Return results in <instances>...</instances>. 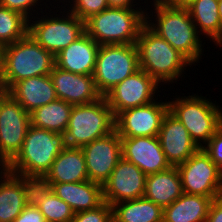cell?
Returning a JSON list of instances; mask_svg holds the SVG:
<instances>
[{
	"instance_id": "obj_33",
	"label": "cell",
	"mask_w": 222,
	"mask_h": 222,
	"mask_svg": "<svg viewBox=\"0 0 222 222\" xmlns=\"http://www.w3.org/2000/svg\"><path fill=\"white\" fill-rule=\"evenodd\" d=\"M71 222H113L112 206L104 201L95 209L75 213Z\"/></svg>"
},
{
	"instance_id": "obj_28",
	"label": "cell",
	"mask_w": 222,
	"mask_h": 222,
	"mask_svg": "<svg viewBox=\"0 0 222 222\" xmlns=\"http://www.w3.org/2000/svg\"><path fill=\"white\" fill-rule=\"evenodd\" d=\"M72 107L61 99L50 102L30 113L31 125L64 134L69 124Z\"/></svg>"
},
{
	"instance_id": "obj_17",
	"label": "cell",
	"mask_w": 222,
	"mask_h": 222,
	"mask_svg": "<svg viewBox=\"0 0 222 222\" xmlns=\"http://www.w3.org/2000/svg\"><path fill=\"white\" fill-rule=\"evenodd\" d=\"M49 75L58 99L72 106L90 104L102 98L93 75L75 74L56 65Z\"/></svg>"
},
{
	"instance_id": "obj_24",
	"label": "cell",
	"mask_w": 222,
	"mask_h": 222,
	"mask_svg": "<svg viewBox=\"0 0 222 222\" xmlns=\"http://www.w3.org/2000/svg\"><path fill=\"white\" fill-rule=\"evenodd\" d=\"M213 199L183 193L163 209V222H206Z\"/></svg>"
},
{
	"instance_id": "obj_2",
	"label": "cell",
	"mask_w": 222,
	"mask_h": 222,
	"mask_svg": "<svg viewBox=\"0 0 222 222\" xmlns=\"http://www.w3.org/2000/svg\"><path fill=\"white\" fill-rule=\"evenodd\" d=\"M55 65V56L27 34L3 46L1 83L9 90L20 80L49 75Z\"/></svg>"
},
{
	"instance_id": "obj_10",
	"label": "cell",
	"mask_w": 222,
	"mask_h": 222,
	"mask_svg": "<svg viewBox=\"0 0 222 222\" xmlns=\"http://www.w3.org/2000/svg\"><path fill=\"white\" fill-rule=\"evenodd\" d=\"M61 17H42L28 22V34L45 50L56 56L85 33V22L67 11Z\"/></svg>"
},
{
	"instance_id": "obj_9",
	"label": "cell",
	"mask_w": 222,
	"mask_h": 222,
	"mask_svg": "<svg viewBox=\"0 0 222 222\" xmlns=\"http://www.w3.org/2000/svg\"><path fill=\"white\" fill-rule=\"evenodd\" d=\"M183 193L203 195L213 200L222 196V170L199 148L184 163L176 166Z\"/></svg>"
},
{
	"instance_id": "obj_8",
	"label": "cell",
	"mask_w": 222,
	"mask_h": 222,
	"mask_svg": "<svg viewBox=\"0 0 222 222\" xmlns=\"http://www.w3.org/2000/svg\"><path fill=\"white\" fill-rule=\"evenodd\" d=\"M138 70L136 44L99 46L93 78L102 97Z\"/></svg>"
},
{
	"instance_id": "obj_39",
	"label": "cell",
	"mask_w": 222,
	"mask_h": 222,
	"mask_svg": "<svg viewBox=\"0 0 222 222\" xmlns=\"http://www.w3.org/2000/svg\"><path fill=\"white\" fill-rule=\"evenodd\" d=\"M162 4L172 6V7H186L193 0H158Z\"/></svg>"
},
{
	"instance_id": "obj_7",
	"label": "cell",
	"mask_w": 222,
	"mask_h": 222,
	"mask_svg": "<svg viewBox=\"0 0 222 222\" xmlns=\"http://www.w3.org/2000/svg\"><path fill=\"white\" fill-rule=\"evenodd\" d=\"M115 130V117L105 97L72 107L65 141L68 147L82 148Z\"/></svg>"
},
{
	"instance_id": "obj_6",
	"label": "cell",
	"mask_w": 222,
	"mask_h": 222,
	"mask_svg": "<svg viewBox=\"0 0 222 222\" xmlns=\"http://www.w3.org/2000/svg\"><path fill=\"white\" fill-rule=\"evenodd\" d=\"M206 97L189 95L168 101L169 111L184 125L199 148L222 127L221 107ZM203 144H202V143Z\"/></svg>"
},
{
	"instance_id": "obj_35",
	"label": "cell",
	"mask_w": 222,
	"mask_h": 222,
	"mask_svg": "<svg viewBox=\"0 0 222 222\" xmlns=\"http://www.w3.org/2000/svg\"><path fill=\"white\" fill-rule=\"evenodd\" d=\"M37 1L39 0H0V6L8 8L12 11H16L25 16L28 20L30 19L29 21H31L32 19L30 16H32L33 14L30 12H32L33 7H37V4L40 3Z\"/></svg>"
},
{
	"instance_id": "obj_20",
	"label": "cell",
	"mask_w": 222,
	"mask_h": 222,
	"mask_svg": "<svg viewBox=\"0 0 222 222\" xmlns=\"http://www.w3.org/2000/svg\"><path fill=\"white\" fill-rule=\"evenodd\" d=\"M8 93L28 113L58 99L50 75L20 80L8 90Z\"/></svg>"
},
{
	"instance_id": "obj_1",
	"label": "cell",
	"mask_w": 222,
	"mask_h": 222,
	"mask_svg": "<svg viewBox=\"0 0 222 222\" xmlns=\"http://www.w3.org/2000/svg\"><path fill=\"white\" fill-rule=\"evenodd\" d=\"M156 13L152 22L146 12V25L181 53L191 64L197 63L202 54L200 34L186 7H172L153 1ZM151 21V22H150Z\"/></svg>"
},
{
	"instance_id": "obj_3",
	"label": "cell",
	"mask_w": 222,
	"mask_h": 222,
	"mask_svg": "<svg viewBox=\"0 0 222 222\" xmlns=\"http://www.w3.org/2000/svg\"><path fill=\"white\" fill-rule=\"evenodd\" d=\"M135 44L138 51L139 69L148 73L159 84L178 80L184 69L192 65L146 24L142 27Z\"/></svg>"
},
{
	"instance_id": "obj_34",
	"label": "cell",
	"mask_w": 222,
	"mask_h": 222,
	"mask_svg": "<svg viewBox=\"0 0 222 222\" xmlns=\"http://www.w3.org/2000/svg\"><path fill=\"white\" fill-rule=\"evenodd\" d=\"M206 145L202 148L222 170V127L211 137Z\"/></svg>"
},
{
	"instance_id": "obj_30",
	"label": "cell",
	"mask_w": 222,
	"mask_h": 222,
	"mask_svg": "<svg viewBox=\"0 0 222 222\" xmlns=\"http://www.w3.org/2000/svg\"><path fill=\"white\" fill-rule=\"evenodd\" d=\"M22 189L26 206L37 207L51 191L45 175H22Z\"/></svg>"
},
{
	"instance_id": "obj_12",
	"label": "cell",
	"mask_w": 222,
	"mask_h": 222,
	"mask_svg": "<svg viewBox=\"0 0 222 222\" xmlns=\"http://www.w3.org/2000/svg\"><path fill=\"white\" fill-rule=\"evenodd\" d=\"M158 86L159 83L153 77L139 69L118 83L104 97L116 117L124 110L155 101Z\"/></svg>"
},
{
	"instance_id": "obj_32",
	"label": "cell",
	"mask_w": 222,
	"mask_h": 222,
	"mask_svg": "<svg viewBox=\"0 0 222 222\" xmlns=\"http://www.w3.org/2000/svg\"><path fill=\"white\" fill-rule=\"evenodd\" d=\"M71 10L80 20L86 21L91 16L109 8L107 0H71Z\"/></svg>"
},
{
	"instance_id": "obj_4",
	"label": "cell",
	"mask_w": 222,
	"mask_h": 222,
	"mask_svg": "<svg viewBox=\"0 0 222 222\" xmlns=\"http://www.w3.org/2000/svg\"><path fill=\"white\" fill-rule=\"evenodd\" d=\"M145 24L146 12L141 7H109L85 21V32L99 45L135 44Z\"/></svg>"
},
{
	"instance_id": "obj_13",
	"label": "cell",
	"mask_w": 222,
	"mask_h": 222,
	"mask_svg": "<svg viewBox=\"0 0 222 222\" xmlns=\"http://www.w3.org/2000/svg\"><path fill=\"white\" fill-rule=\"evenodd\" d=\"M155 101L120 112L115 130L120 137L158 136L162 120L169 110L168 102Z\"/></svg>"
},
{
	"instance_id": "obj_23",
	"label": "cell",
	"mask_w": 222,
	"mask_h": 222,
	"mask_svg": "<svg viewBox=\"0 0 222 222\" xmlns=\"http://www.w3.org/2000/svg\"><path fill=\"white\" fill-rule=\"evenodd\" d=\"M182 194L181 178L176 166L147 175L143 197L162 209L171 205Z\"/></svg>"
},
{
	"instance_id": "obj_18",
	"label": "cell",
	"mask_w": 222,
	"mask_h": 222,
	"mask_svg": "<svg viewBox=\"0 0 222 222\" xmlns=\"http://www.w3.org/2000/svg\"><path fill=\"white\" fill-rule=\"evenodd\" d=\"M157 137L171 166L184 163L199 149L184 125L169 110L162 120Z\"/></svg>"
},
{
	"instance_id": "obj_42",
	"label": "cell",
	"mask_w": 222,
	"mask_h": 222,
	"mask_svg": "<svg viewBox=\"0 0 222 222\" xmlns=\"http://www.w3.org/2000/svg\"><path fill=\"white\" fill-rule=\"evenodd\" d=\"M218 12L220 16L221 25H222V0L218 1Z\"/></svg>"
},
{
	"instance_id": "obj_41",
	"label": "cell",
	"mask_w": 222,
	"mask_h": 222,
	"mask_svg": "<svg viewBox=\"0 0 222 222\" xmlns=\"http://www.w3.org/2000/svg\"><path fill=\"white\" fill-rule=\"evenodd\" d=\"M8 93V90L4 87V85L0 82V101L3 97Z\"/></svg>"
},
{
	"instance_id": "obj_19",
	"label": "cell",
	"mask_w": 222,
	"mask_h": 222,
	"mask_svg": "<svg viewBox=\"0 0 222 222\" xmlns=\"http://www.w3.org/2000/svg\"><path fill=\"white\" fill-rule=\"evenodd\" d=\"M99 44L86 32L55 56L56 66L81 75H93Z\"/></svg>"
},
{
	"instance_id": "obj_29",
	"label": "cell",
	"mask_w": 222,
	"mask_h": 222,
	"mask_svg": "<svg viewBox=\"0 0 222 222\" xmlns=\"http://www.w3.org/2000/svg\"><path fill=\"white\" fill-rule=\"evenodd\" d=\"M28 22L22 14L0 6V45L5 46L25 37Z\"/></svg>"
},
{
	"instance_id": "obj_11",
	"label": "cell",
	"mask_w": 222,
	"mask_h": 222,
	"mask_svg": "<svg viewBox=\"0 0 222 222\" xmlns=\"http://www.w3.org/2000/svg\"><path fill=\"white\" fill-rule=\"evenodd\" d=\"M30 125V113L7 93L0 101V157L8 164L21 151Z\"/></svg>"
},
{
	"instance_id": "obj_43",
	"label": "cell",
	"mask_w": 222,
	"mask_h": 222,
	"mask_svg": "<svg viewBox=\"0 0 222 222\" xmlns=\"http://www.w3.org/2000/svg\"><path fill=\"white\" fill-rule=\"evenodd\" d=\"M2 52H3V46L0 45V82H1V71H2Z\"/></svg>"
},
{
	"instance_id": "obj_36",
	"label": "cell",
	"mask_w": 222,
	"mask_h": 222,
	"mask_svg": "<svg viewBox=\"0 0 222 222\" xmlns=\"http://www.w3.org/2000/svg\"><path fill=\"white\" fill-rule=\"evenodd\" d=\"M13 222H46L37 207L26 206Z\"/></svg>"
},
{
	"instance_id": "obj_16",
	"label": "cell",
	"mask_w": 222,
	"mask_h": 222,
	"mask_svg": "<svg viewBox=\"0 0 222 222\" xmlns=\"http://www.w3.org/2000/svg\"><path fill=\"white\" fill-rule=\"evenodd\" d=\"M122 157L134 163L146 175L171 167L157 136L121 137Z\"/></svg>"
},
{
	"instance_id": "obj_21",
	"label": "cell",
	"mask_w": 222,
	"mask_h": 222,
	"mask_svg": "<svg viewBox=\"0 0 222 222\" xmlns=\"http://www.w3.org/2000/svg\"><path fill=\"white\" fill-rule=\"evenodd\" d=\"M51 191L74 213L95 209L103 200L102 185L90 180L78 183H51Z\"/></svg>"
},
{
	"instance_id": "obj_14",
	"label": "cell",
	"mask_w": 222,
	"mask_h": 222,
	"mask_svg": "<svg viewBox=\"0 0 222 222\" xmlns=\"http://www.w3.org/2000/svg\"><path fill=\"white\" fill-rule=\"evenodd\" d=\"M88 178L103 185L122 158L121 137L114 130L82 147Z\"/></svg>"
},
{
	"instance_id": "obj_27",
	"label": "cell",
	"mask_w": 222,
	"mask_h": 222,
	"mask_svg": "<svg viewBox=\"0 0 222 222\" xmlns=\"http://www.w3.org/2000/svg\"><path fill=\"white\" fill-rule=\"evenodd\" d=\"M113 222H163V209L142 197L112 205Z\"/></svg>"
},
{
	"instance_id": "obj_25",
	"label": "cell",
	"mask_w": 222,
	"mask_h": 222,
	"mask_svg": "<svg viewBox=\"0 0 222 222\" xmlns=\"http://www.w3.org/2000/svg\"><path fill=\"white\" fill-rule=\"evenodd\" d=\"M219 0H193L186 8L198 32L222 46V25L218 12Z\"/></svg>"
},
{
	"instance_id": "obj_38",
	"label": "cell",
	"mask_w": 222,
	"mask_h": 222,
	"mask_svg": "<svg viewBox=\"0 0 222 222\" xmlns=\"http://www.w3.org/2000/svg\"><path fill=\"white\" fill-rule=\"evenodd\" d=\"M134 0H107L109 7L112 8H123V9H134Z\"/></svg>"
},
{
	"instance_id": "obj_22",
	"label": "cell",
	"mask_w": 222,
	"mask_h": 222,
	"mask_svg": "<svg viewBox=\"0 0 222 222\" xmlns=\"http://www.w3.org/2000/svg\"><path fill=\"white\" fill-rule=\"evenodd\" d=\"M45 176L50 183H78L89 180L82 148L66 147Z\"/></svg>"
},
{
	"instance_id": "obj_26",
	"label": "cell",
	"mask_w": 222,
	"mask_h": 222,
	"mask_svg": "<svg viewBox=\"0 0 222 222\" xmlns=\"http://www.w3.org/2000/svg\"><path fill=\"white\" fill-rule=\"evenodd\" d=\"M25 207L22 175L8 172L0 181V222H13Z\"/></svg>"
},
{
	"instance_id": "obj_31",
	"label": "cell",
	"mask_w": 222,
	"mask_h": 222,
	"mask_svg": "<svg viewBox=\"0 0 222 222\" xmlns=\"http://www.w3.org/2000/svg\"><path fill=\"white\" fill-rule=\"evenodd\" d=\"M46 222H71L74 217L72 208L52 191L37 206Z\"/></svg>"
},
{
	"instance_id": "obj_37",
	"label": "cell",
	"mask_w": 222,
	"mask_h": 222,
	"mask_svg": "<svg viewBox=\"0 0 222 222\" xmlns=\"http://www.w3.org/2000/svg\"><path fill=\"white\" fill-rule=\"evenodd\" d=\"M206 222H222V196L212 201Z\"/></svg>"
},
{
	"instance_id": "obj_15",
	"label": "cell",
	"mask_w": 222,
	"mask_h": 222,
	"mask_svg": "<svg viewBox=\"0 0 222 222\" xmlns=\"http://www.w3.org/2000/svg\"><path fill=\"white\" fill-rule=\"evenodd\" d=\"M146 177L147 175L134 163L122 157L102 185L103 200L112 206L122 201L142 198Z\"/></svg>"
},
{
	"instance_id": "obj_5",
	"label": "cell",
	"mask_w": 222,
	"mask_h": 222,
	"mask_svg": "<svg viewBox=\"0 0 222 222\" xmlns=\"http://www.w3.org/2000/svg\"><path fill=\"white\" fill-rule=\"evenodd\" d=\"M66 147L65 134L30 125L21 151L9 163V172L20 175H45Z\"/></svg>"
},
{
	"instance_id": "obj_40",
	"label": "cell",
	"mask_w": 222,
	"mask_h": 222,
	"mask_svg": "<svg viewBox=\"0 0 222 222\" xmlns=\"http://www.w3.org/2000/svg\"><path fill=\"white\" fill-rule=\"evenodd\" d=\"M0 181H1V178H3V176H5L8 172H9V164L3 159L0 157Z\"/></svg>"
}]
</instances>
